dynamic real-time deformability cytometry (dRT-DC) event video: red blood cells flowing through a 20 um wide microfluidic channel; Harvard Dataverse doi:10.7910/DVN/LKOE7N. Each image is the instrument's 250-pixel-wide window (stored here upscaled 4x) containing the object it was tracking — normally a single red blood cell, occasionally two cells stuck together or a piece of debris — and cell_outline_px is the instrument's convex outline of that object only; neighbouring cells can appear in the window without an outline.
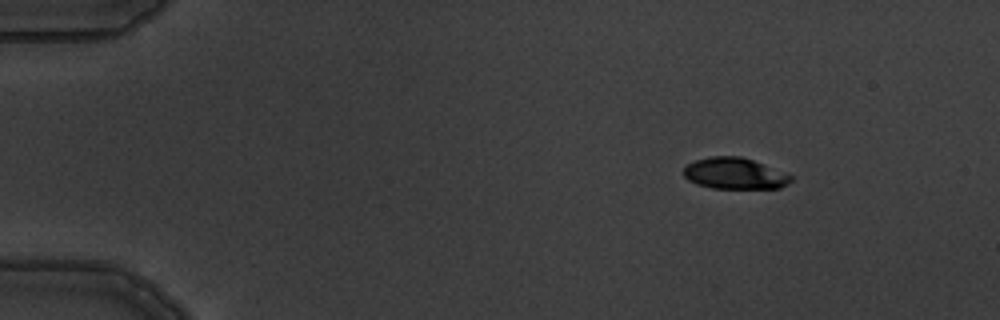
{"species": "common noctule bat (a hibernating species)", "species_latin": "Nyctalus noctula", "temperature_condition": "warm", "stored_images_in_passage": 5, "camera_frame_rate_fps": 3000, "um_per_image_px": 0.085, "animal": {"sex": "male", "body_mass_g": 19.5, "forearm_length_mm": 54.6}, "frame": {"image": 1, "passage_image": 3, "time_ms": 2.333, "image_size_px": [1000, 320], "cell_outline_px": [[792, 180], [788, 184], [780, 188], [712, 188], [696, 184], [688, 180], [684, 176], [684, 168], [688, 164], [696, 160], [712, 156], [740, 156], [752, 160], [792, 176]], "centroid_in_image_um": [62.42, 14.75], "position_along_channel_um": 22.6, "area_um2": 19.31}}